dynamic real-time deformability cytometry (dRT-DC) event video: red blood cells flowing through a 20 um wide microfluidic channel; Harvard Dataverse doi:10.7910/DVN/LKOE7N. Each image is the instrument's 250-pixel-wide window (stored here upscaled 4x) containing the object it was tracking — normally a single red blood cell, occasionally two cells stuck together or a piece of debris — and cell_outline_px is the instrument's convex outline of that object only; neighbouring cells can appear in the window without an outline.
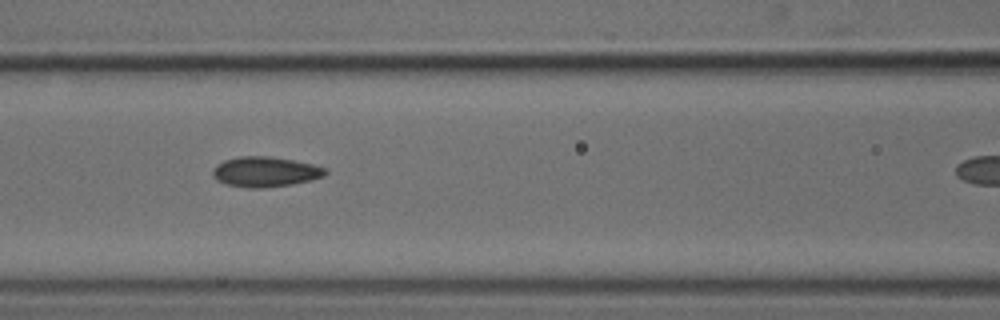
{"species": "common noctule bat (a hibernating species)", "species_latin": "Nyctalus noctula", "temperature_condition": "cold", "stored_images_in_passage": 13, "camera_frame_rate_fps": 3000, "um_per_image_px": 0.085, "animal": {"sex": "male", "body_mass_g": 18.8}, "frame": {"image": 1, "passage_image": 6, "time_ms": 1.667, "image_size_px": [1000, 320], "cell_outline_px": [[328, 172], [324, 176], [312, 180], [292, 184], [264, 188], [248, 188], [224, 184], [216, 180], [212, 176], [212, 168], [216, 164], [224, 160], [240, 156], [268, 156], [292, 160], [312, 164], [328, 168]], "centroid_in_image_um": [22.52, 14.61], "position_along_channel_um": 144.1, "area_um2": 20.06}}
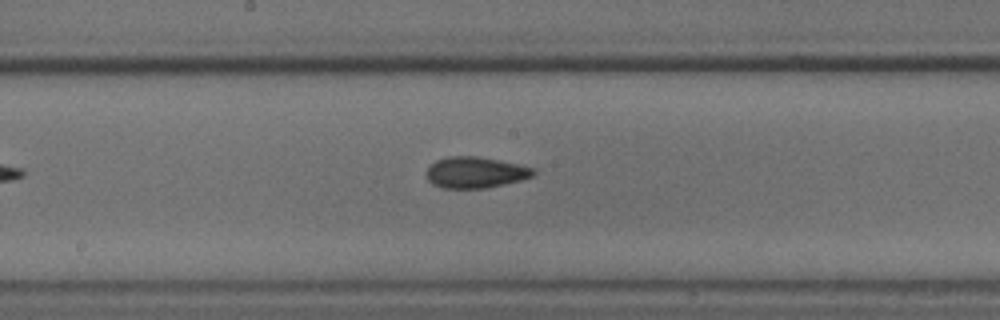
{"frame": {"image": 2, "passage_image": 11, "time_ms": 3.333, "image_size_px": [1000, 320], "cell_outline_px": [[536, 172], [532, 176], [520, 180], [504, 184], [484, 188], [444, 188], [432, 184], [424, 176], [428, 168], [436, 160], [448, 156], [476, 156], [536, 168]], "centroid_in_image_um": [40.37, 14.66], "position_along_channel_um": 207.8, "area_um2": 19.31}}